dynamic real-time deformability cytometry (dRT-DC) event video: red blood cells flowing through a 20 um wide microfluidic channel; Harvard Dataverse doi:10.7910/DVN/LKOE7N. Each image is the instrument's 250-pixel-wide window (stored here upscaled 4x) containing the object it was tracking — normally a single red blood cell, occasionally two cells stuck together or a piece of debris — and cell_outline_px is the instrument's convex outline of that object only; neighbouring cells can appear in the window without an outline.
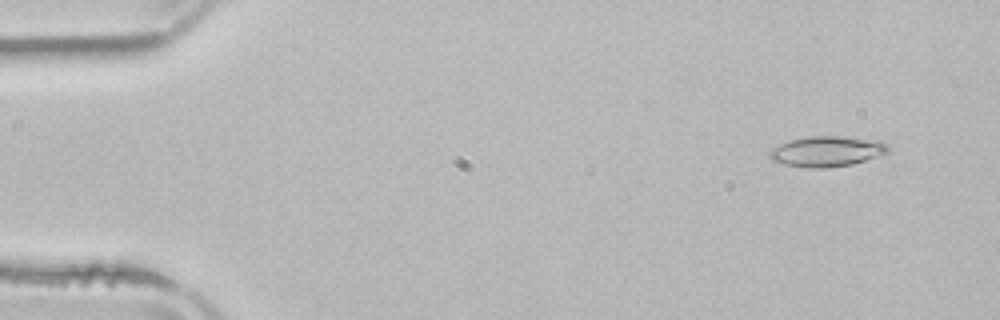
{"species": "common noctule bat (a hibernating species)", "species_latin": "Nyctalus noctula", "temperature_condition": "room temperature", "stored_images_in_passage": 4, "camera_frame_rate_fps": 3000, "um_per_image_px": 0.085, "animal": {"sex": "male", "body_mass_g": 21.5, "forearm_length_mm": 52.0}, "frame": {"image": 1, "passage_image": 1, "time_ms": 0.0, "image_size_px": [1000, 320], "cell_outline_px": [[888, 152], [884, 156], [852, 164], [824, 168], [808, 168], [784, 164], [772, 160], [768, 156], [768, 152], [772, 148], [788, 140], [808, 136], [840, 136], [880, 140], [888, 144]], "centroid_in_image_um": [70.32, 12.86], "position_along_channel_um": 14.7, "area_um2": 21.39}}